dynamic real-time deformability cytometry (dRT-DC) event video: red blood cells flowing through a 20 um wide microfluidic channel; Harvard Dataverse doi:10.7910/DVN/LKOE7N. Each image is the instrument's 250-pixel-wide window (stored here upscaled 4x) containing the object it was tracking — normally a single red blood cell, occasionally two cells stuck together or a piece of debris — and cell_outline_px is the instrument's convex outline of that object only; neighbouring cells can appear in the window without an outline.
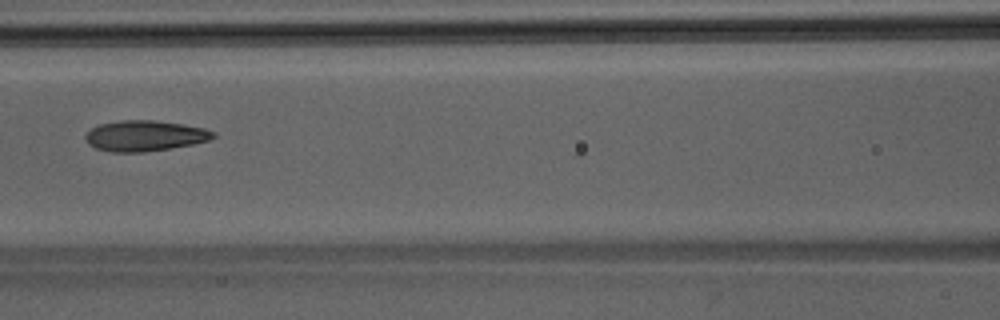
{"species": "Egyptian fruit bat (a non-hibernating species)", "species_latin": "Rousettus aegyptiacus", "temperature_condition": "room temperature", "stored_images_in_passage": 26, "camera_frame_rate_fps": 3000, "um_per_image_px": 0.085, "animal": {"sex": "male"}, "frame": {"image": 1, "passage_image": 22, "time_ms": 7.0, "image_size_px": [1000, 320], "cell_outline_px": [[216, 136], [208, 140], [192, 144], [144, 152], [112, 152], [96, 148], [88, 144], [84, 136], [92, 128], [100, 124], [120, 120], [152, 120], [184, 124], [204, 128], [216, 132]], "centroid_in_image_um": [12.31, 11.53], "position_along_channel_um": 154.3, "area_um2": 22.72}}
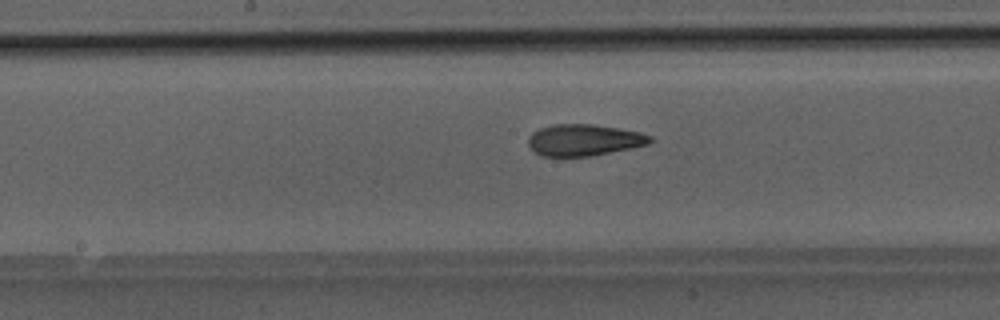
{"frame": {"image": 2, "passage_image": 25, "time_ms": 8.0, "image_size_px": [1000, 320], "cell_outline_px": [[656, 140], [648, 144], [632, 148], [592, 156], [540, 156], [528, 144], [528, 136], [532, 132], [540, 128], [552, 124], [592, 124], [620, 128], [640, 132], [652, 136]], "centroid_in_image_um": [49.67, 11.9], "position_along_channel_um": 198.5, "area_um2": 22.6}}